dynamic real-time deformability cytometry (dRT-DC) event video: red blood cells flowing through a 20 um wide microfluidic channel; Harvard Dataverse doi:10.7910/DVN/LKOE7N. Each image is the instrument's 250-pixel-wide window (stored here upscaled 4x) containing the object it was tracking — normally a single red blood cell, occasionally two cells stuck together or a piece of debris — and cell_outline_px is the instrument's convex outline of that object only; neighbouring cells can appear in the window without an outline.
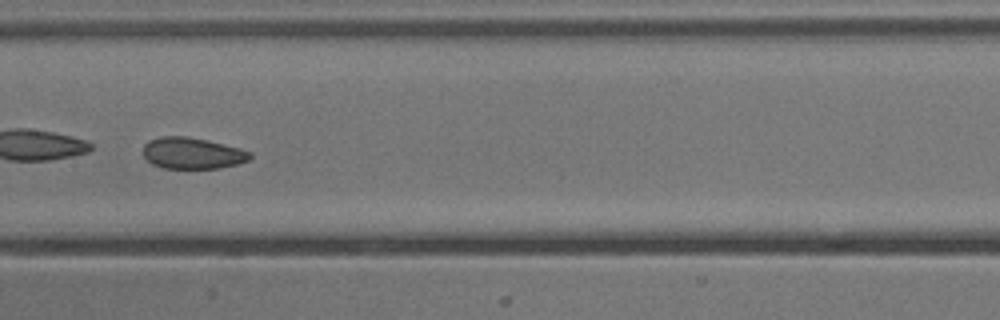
{"species": "common noctule bat (a hibernating species)", "species_latin": "Nyctalus noctula", "temperature_condition": "cold", "stored_images_in_passage": 30, "camera_frame_rate_fps": 3000, "um_per_image_px": 0.085, "animal": {"sex": "male", "body_mass_g": 13.3}, "frame": {"image": 1, "passage_image": 13, "time_ms": 4.0, "image_size_px": [1000, 320], "cell_outline_px": [[252, 156], [248, 160], [236, 164], [220, 168], [164, 168], [152, 164], [144, 156], [144, 144], [148, 140], [160, 136], [184, 136], [208, 140], [240, 148], [252, 152]], "centroid_in_image_um": [16.35, 13.01], "position_along_channel_um": 191.1, "area_um2": 19.54}, "authors_computed_cell_mechanics": {"area_um2": 20.3167, "velocity_mm_per_s": 3.8202, "shape_relaxation_time_tau1_ms": 3.5295, "shape_relaxation_time_tau2_ms": 1.7418, "deformation_change_tau1": 0.0461, "deformation_change_tau2": 0.0656}}